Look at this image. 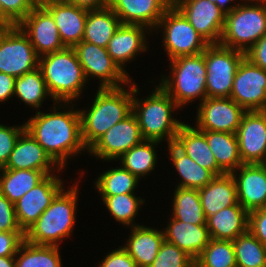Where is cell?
I'll use <instances>...</instances> for the list:
<instances>
[{
    "instance_id": "obj_1",
    "label": "cell",
    "mask_w": 266,
    "mask_h": 267,
    "mask_svg": "<svg viewBox=\"0 0 266 267\" xmlns=\"http://www.w3.org/2000/svg\"><path fill=\"white\" fill-rule=\"evenodd\" d=\"M42 113L25 122V130L43 147L51 159L62 169L72 155L87 149L81 138L80 111Z\"/></svg>"
},
{
    "instance_id": "obj_2",
    "label": "cell",
    "mask_w": 266,
    "mask_h": 267,
    "mask_svg": "<svg viewBox=\"0 0 266 267\" xmlns=\"http://www.w3.org/2000/svg\"><path fill=\"white\" fill-rule=\"evenodd\" d=\"M128 85V91L124 86L99 88L91 108L79 110L81 138L87 150L112 126L133 112V84L130 82Z\"/></svg>"
},
{
    "instance_id": "obj_3",
    "label": "cell",
    "mask_w": 266,
    "mask_h": 267,
    "mask_svg": "<svg viewBox=\"0 0 266 267\" xmlns=\"http://www.w3.org/2000/svg\"><path fill=\"white\" fill-rule=\"evenodd\" d=\"M38 68L55 103L71 104L80 97L87 80L73 47L39 57Z\"/></svg>"
},
{
    "instance_id": "obj_4",
    "label": "cell",
    "mask_w": 266,
    "mask_h": 267,
    "mask_svg": "<svg viewBox=\"0 0 266 267\" xmlns=\"http://www.w3.org/2000/svg\"><path fill=\"white\" fill-rule=\"evenodd\" d=\"M138 91L133 83V113L137 117L143 139L161 142L166 138L168 145L174 143L183 123L172 117V111L180 107L160 85L144 101L135 97Z\"/></svg>"
},
{
    "instance_id": "obj_5",
    "label": "cell",
    "mask_w": 266,
    "mask_h": 267,
    "mask_svg": "<svg viewBox=\"0 0 266 267\" xmlns=\"http://www.w3.org/2000/svg\"><path fill=\"white\" fill-rule=\"evenodd\" d=\"M78 189H64L25 232V240L34 245L59 246V240L70 236L75 224Z\"/></svg>"
},
{
    "instance_id": "obj_6",
    "label": "cell",
    "mask_w": 266,
    "mask_h": 267,
    "mask_svg": "<svg viewBox=\"0 0 266 267\" xmlns=\"http://www.w3.org/2000/svg\"><path fill=\"white\" fill-rule=\"evenodd\" d=\"M171 77L162 78L159 84L179 107L188 105L196 98H207L206 65L204 52L197 55L179 56L170 60Z\"/></svg>"
},
{
    "instance_id": "obj_7",
    "label": "cell",
    "mask_w": 266,
    "mask_h": 267,
    "mask_svg": "<svg viewBox=\"0 0 266 267\" xmlns=\"http://www.w3.org/2000/svg\"><path fill=\"white\" fill-rule=\"evenodd\" d=\"M266 34V5L240 4L225 15L220 45L246 53Z\"/></svg>"
},
{
    "instance_id": "obj_8",
    "label": "cell",
    "mask_w": 266,
    "mask_h": 267,
    "mask_svg": "<svg viewBox=\"0 0 266 267\" xmlns=\"http://www.w3.org/2000/svg\"><path fill=\"white\" fill-rule=\"evenodd\" d=\"M245 53L220 44H209L204 51L208 98L230 97L234 75Z\"/></svg>"
},
{
    "instance_id": "obj_9",
    "label": "cell",
    "mask_w": 266,
    "mask_h": 267,
    "mask_svg": "<svg viewBox=\"0 0 266 267\" xmlns=\"http://www.w3.org/2000/svg\"><path fill=\"white\" fill-rule=\"evenodd\" d=\"M161 26L164 27L162 42L169 60L203 53L209 45L173 4L161 17L157 29Z\"/></svg>"
},
{
    "instance_id": "obj_10",
    "label": "cell",
    "mask_w": 266,
    "mask_h": 267,
    "mask_svg": "<svg viewBox=\"0 0 266 267\" xmlns=\"http://www.w3.org/2000/svg\"><path fill=\"white\" fill-rule=\"evenodd\" d=\"M38 65L39 56L18 25L0 28V72L17 78Z\"/></svg>"
},
{
    "instance_id": "obj_11",
    "label": "cell",
    "mask_w": 266,
    "mask_h": 267,
    "mask_svg": "<svg viewBox=\"0 0 266 267\" xmlns=\"http://www.w3.org/2000/svg\"><path fill=\"white\" fill-rule=\"evenodd\" d=\"M73 48L86 80L90 78L89 76L99 78L101 80L99 88H118L122 87L123 83L131 82L128 73L116 64L106 48L86 41H81Z\"/></svg>"
},
{
    "instance_id": "obj_12",
    "label": "cell",
    "mask_w": 266,
    "mask_h": 267,
    "mask_svg": "<svg viewBox=\"0 0 266 267\" xmlns=\"http://www.w3.org/2000/svg\"><path fill=\"white\" fill-rule=\"evenodd\" d=\"M230 98L245 111H264L266 71L244 57L234 75Z\"/></svg>"
},
{
    "instance_id": "obj_13",
    "label": "cell",
    "mask_w": 266,
    "mask_h": 267,
    "mask_svg": "<svg viewBox=\"0 0 266 267\" xmlns=\"http://www.w3.org/2000/svg\"><path fill=\"white\" fill-rule=\"evenodd\" d=\"M195 31L209 44H219L225 13L209 0H172Z\"/></svg>"
},
{
    "instance_id": "obj_14",
    "label": "cell",
    "mask_w": 266,
    "mask_h": 267,
    "mask_svg": "<svg viewBox=\"0 0 266 267\" xmlns=\"http://www.w3.org/2000/svg\"><path fill=\"white\" fill-rule=\"evenodd\" d=\"M143 140L137 117L132 112L105 132L88 151L103 160H116Z\"/></svg>"
},
{
    "instance_id": "obj_15",
    "label": "cell",
    "mask_w": 266,
    "mask_h": 267,
    "mask_svg": "<svg viewBox=\"0 0 266 267\" xmlns=\"http://www.w3.org/2000/svg\"><path fill=\"white\" fill-rule=\"evenodd\" d=\"M245 112L230 97H207L199 104L196 128L236 134Z\"/></svg>"
},
{
    "instance_id": "obj_16",
    "label": "cell",
    "mask_w": 266,
    "mask_h": 267,
    "mask_svg": "<svg viewBox=\"0 0 266 267\" xmlns=\"http://www.w3.org/2000/svg\"><path fill=\"white\" fill-rule=\"evenodd\" d=\"M61 179L54 174L47 175L14 203L19 227L25 233L64 189Z\"/></svg>"
},
{
    "instance_id": "obj_17",
    "label": "cell",
    "mask_w": 266,
    "mask_h": 267,
    "mask_svg": "<svg viewBox=\"0 0 266 267\" xmlns=\"http://www.w3.org/2000/svg\"><path fill=\"white\" fill-rule=\"evenodd\" d=\"M18 26L28 36L39 57L66 48L51 13L41 3Z\"/></svg>"
},
{
    "instance_id": "obj_18",
    "label": "cell",
    "mask_w": 266,
    "mask_h": 267,
    "mask_svg": "<svg viewBox=\"0 0 266 267\" xmlns=\"http://www.w3.org/2000/svg\"><path fill=\"white\" fill-rule=\"evenodd\" d=\"M243 164H262L266 158V111H246L236 132Z\"/></svg>"
},
{
    "instance_id": "obj_19",
    "label": "cell",
    "mask_w": 266,
    "mask_h": 267,
    "mask_svg": "<svg viewBox=\"0 0 266 267\" xmlns=\"http://www.w3.org/2000/svg\"><path fill=\"white\" fill-rule=\"evenodd\" d=\"M41 4L51 13L66 47H74L83 40L87 9L65 0H45Z\"/></svg>"
},
{
    "instance_id": "obj_20",
    "label": "cell",
    "mask_w": 266,
    "mask_h": 267,
    "mask_svg": "<svg viewBox=\"0 0 266 267\" xmlns=\"http://www.w3.org/2000/svg\"><path fill=\"white\" fill-rule=\"evenodd\" d=\"M172 0H109V7L121 24L142 25L156 29Z\"/></svg>"
},
{
    "instance_id": "obj_21",
    "label": "cell",
    "mask_w": 266,
    "mask_h": 267,
    "mask_svg": "<svg viewBox=\"0 0 266 267\" xmlns=\"http://www.w3.org/2000/svg\"><path fill=\"white\" fill-rule=\"evenodd\" d=\"M237 170L238 176L236 171L231 174L236 183L238 203L248 212L266 207V167L242 164Z\"/></svg>"
},
{
    "instance_id": "obj_22",
    "label": "cell",
    "mask_w": 266,
    "mask_h": 267,
    "mask_svg": "<svg viewBox=\"0 0 266 267\" xmlns=\"http://www.w3.org/2000/svg\"><path fill=\"white\" fill-rule=\"evenodd\" d=\"M61 168L51 159L43 147L24 130L18 137L6 165L0 169H29L42 171L46 176ZM52 171V172H51Z\"/></svg>"
},
{
    "instance_id": "obj_23",
    "label": "cell",
    "mask_w": 266,
    "mask_h": 267,
    "mask_svg": "<svg viewBox=\"0 0 266 267\" xmlns=\"http://www.w3.org/2000/svg\"><path fill=\"white\" fill-rule=\"evenodd\" d=\"M170 220L163 231L165 241L176 245L195 261L211 240L207 226L189 224L173 217Z\"/></svg>"
},
{
    "instance_id": "obj_24",
    "label": "cell",
    "mask_w": 266,
    "mask_h": 267,
    "mask_svg": "<svg viewBox=\"0 0 266 267\" xmlns=\"http://www.w3.org/2000/svg\"><path fill=\"white\" fill-rule=\"evenodd\" d=\"M146 29L142 25L121 24L108 42L107 52L122 70L138 52L147 50Z\"/></svg>"
},
{
    "instance_id": "obj_25",
    "label": "cell",
    "mask_w": 266,
    "mask_h": 267,
    "mask_svg": "<svg viewBox=\"0 0 266 267\" xmlns=\"http://www.w3.org/2000/svg\"><path fill=\"white\" fill-rule=\"evenodd\" d=\"M174 144L198 165L215 176L226 174L218 165L202 131L183 123L175 137Z\"/></svg>"
},
{
    "instance_id": "obj_26",
    "label": "cell",
    "mask_w": 266,
    "mask_h": 267,
    "mask_svg": "<svg viewBox=\"0 0 266 267\" xmlns=\"http://www.w3.org/2000/svg\"><path fill=\"white\" fill-rule=\"evenodd\" d=\"M249 212L240 204L224 208L206 218L210 237L216 240H235L248 231Z\"/></svg>"
},
{
    "instance_id": "obj_27",
    "label": "cell",
    "mask_w": 266,
    "mask_h": 267,
    "mask_svg": "<svg viewBox=\"0 0 266 267\" xmlns=\"http://www.w3.org/2000/svg\"><path fill=\"white\" fill-rule=\"evenodd\" d=\"M131 235L126 245L122 246L138 267H149L156 258L164 242L163 231L143 225L131 227Z\"/></svg>"
},
{
    "instance_id": "obj_28",
    "label": "cell",
    "mask_w": 266,
    "mask_h": 267,
    "mask_svg": "<svg viewBox=\"0 0 266 267\" xmlns=\"http://www.w3.org/2000/svg\"><path fill=\"white\" fill-rule=\"evenodd\" d=\"M206 218L238 203L237 188L232 174L215 176L198 190Z\"/></svg>"
},
{
    "instance_id": "obj_29",
    "label": "cell",
    "mask_w": 266,
    "mask_h": 267,
    "mask_svg": "<svg viewBox=\"0 0 266 267\" xmlns=\"http://www.w3.org/2000/svg\"><path fill=\"white\" fill-rule=\"evenodd\" d=\"M200 131L204 133L217 165L226 174H231L243 164L236 134L208 130Z\"/></svg>"
},
{
    "instance_id": "obj_30",
    "label": "cell",
    "mask_w": 266,
    "mask_h": 267,
    "mask_svg": "<svg viewBox=\"0 0 266 267\" xmlns=\"http://www.w3.org/2000/svg\"><path fill=\"white\" fill-rule=\"evenodd\" d=\"M120 25L119 17L109 6L88 10L82 41L106 48Z\"/></svg>"
},
{
    "instance_id": "obj_31",
    "label": "cell",
    "mask_w": 266,
    "mask_h": 267,
    "mask_svg": "<svg viewBox=\"0 0 266 267\" xmlns=\"http://www.w3.org/2000/svg\"><path fill=\"white\" fill-rule=\"evenodd\" d=\"M0 173V193L13 204L46 177L29 169H0Z\"/></svg>"
},
{
    "instance_id": "obj_32",
    "label": "cell",
    "mask_w": 266,
    "mask_h": 267,
    "mask_svg": "<svg viewBox=\"0 0 266 267\" xmlns=\"http://www.w3.org/2000/svg\"><path fill=\"white\" fill-rule=\"evenodd\" d=\"M168 146L169 156L173 162V166L182 178L181 183L177 187L199 190L205 187L215 177L211 171L198 165L174 143Z\"/></svg>"
},
{
    "instance_id": "obj_33",
    "label": "cell",
    "mask_w": 266,
    "mask_h": 267,
    "mask_svg": "<svg viewBox=\"0 0 266 267\" xmlns=\"http://www.w3.org/2000/svg\"><path fill=\"white\" fill-rule=\"evenodd\" d=\"M172 207L174 219L189 224L206 225V216L198 189L177 187Z\"/></svg>"
},
{
    "instance_id": "obj_34",
    "label": "cell",
    "mask_w": 266,
    "mask_h": 267,
    "mask_svg": "<svg viewBox=\"0 0 266 267\" xmlns=\"http://www.w3.org/2000/svg\"><path fill=\"white\" fill-rule=\"evenodd\" d=\"M58 250L59 246L34 245L24 240L15 254V267H62Z\"/></svg>"
},
{
    "instance_id": "obj_35",
    "label": "cell",
    "mask_w": 266,
    "mask_h": 267,
    "mask_svg": "<svg viewBox=\"0 0 266 267\" xmlns=\"http://www.w3.org/2000/svg\"><path fill=\"white\" fill-rule=\"evenodd\" d=\"M157 143L161 142L143 140L141 143L135 145L119 158L122 164L121 166L135 175L138 179L148 175L154 170L156 165L157 153L154 148Z\"/></svg>"
},
{
    "instance_id": "obj_36",
    "label": "cell",
    "mask_w": 266,
    "mask_h": 267,
    "mask_svg": "<svg viewBox=\"0 0 266 267\" xmlns=\"http://www.w3.org/2000/svg\"><path fill=\"white\" fill-rule=\"evenodd\" d=\"M14 95L26 105L39 108L46 96H50L39 68L15 79Z\"/></svg>"
},
{
    "instance_id": "obj_37",
    "label": "cell",
    "mask_w": 266,
    "mask_h": 267,
    "mask_svg": "<svg viewBox=\"0 0 266 267\" xmlns=\"http://www.w3.org/2000/svg\"><path fill=\"white\" fill-rule=\"evenodd\" d=\"M233 246L238 267H266V247L249 230Z\"/></svg>"
},
{
    "instance_id": "obj_38",
    "label": "cell",
    "mask_w": 266,
    "mask_h": 267,
    "mask_svg": "<svg viewBox=\"0 0 266 267\" xmlns=\"http://www.w3.org/2000/svg\"><path fill=\"white\" fill-rule=\"evenodd\" d=\"M138 178L123 167L110 169L101 174L95 186L101 196L134 193Z\"/></svg>"
},
{
    "instance_id": "obj_39",
    "label": "cell",
    "mask_w": 266,
    "mask_h": 267,
    "mask_svg": "<svg viewBox=\"0 0 266 267\" xmlns=\"http://www.w3.org/2000/svg\"><path fill=\"white\" fill-rule=\"evenodd\" d=\"M195 267H235L236 257L231 240L212 239L194 261Z\"/></svg>"
},
{
    "instance_id": "obj_40",
    "label": "cell",
    "mask_w": 266,
    "mask_h": 267,
    "mask_svg": "<svg viewBox=\"0 0 266 267\" xmlns=\"http://www.w3.org/2000/svg\"><path fill=\"white\" fill-rule=\"evenodd\" d=\"M140 197H136L134 193L119 194L115 196H102L103 203L106 205L112 216L120 223L124 225H131V227L138 226L133 224L134 217L140 206L145 201ZM133 221V222H132Z\"/></svg>"
},
{
    "instance_id": "obj_41",
    "label": "cell",
    "mask_w": 266,
    "mask_h": 267,
    "mask_svg": "<svg viewBox=\"0 0 266 267\" xmlns=\"http://www.w3.org/2000/svg\"><path fill=\"white\" fill-rule=\"evenodd\" d=\"M149 267H195L194 260L176 245L164 240Z\"/></svg>"
},
{
    "instance_id": "obj_42",
    "label": "cell",
    "mask_w": 266,
    "mask_h": 267,
    "mask_svg": "<svg viewBox=\"0 0 266 267\" xmlns=\"http://www.w3.org/2000/svg\"><path fill=\"white\" fill-rule=\"evenodd\" d=\"M24 130V124L20 127H7L0 124V168L6 165L18 137Z\"/></svg>"
},
{
    "instance_id": "obj_43",
    "label": "cell",
    "mask_w": 266,
    "mask_h": 267,
    "mask_svg": "<svg viewBox=\"0 0 266 267\" xmlns=\"http://www.w3.org/2000/svg\"><path fill=\"white\" fill-rule=\"evenodd\" d=\"M3 12L18 25L34 7L36 0H0Z\"/></svg>"
},
{
    "instance_id": "obj_44",
    "label": "cell",
    "mask_w": 266,
    "mask_h": 267,
    "mask_svg": "<svg viewBox=\"0 0 266 267\" xmlns=\"http://www.w3.org/2000/svg\"><path fill=\"white\" fill-rule=\"evenodd\" d=\"M0 232H23L17 222L14 204L0 193Z\"/></svg>"
},
{
    "instance_id": "obj_45",
    "label": "cell",
    "mask_w": 266,
    "mask_h": 267,
    "mask_svg": "<svg viewBox=\"0 0 266 267\" xmlns=\"http://www.w3.org/2000/svg\"><path fill=\"white\" fill-rule=\"evenodd\" d=\"M248 230L266 247V207L249 212Z\"/></svg>"
},
{
    "instance_id": "obj_46",
    "label": "cell",
    "mask_w": 266,
    "mask_h": 267,
    "mask_svg": "<svg viewBox=\"0 0 266 267\" xmlns=\"http://www.w3.org/2000/svg\"><path fill=\"white\" fill-rule=\"evenodd\" d=\"M24 240V232H0V257L15 256Z\"/></svg>"
},
{
    "instance_id": "obj_47",
    "label": "cell",
    "mask_w": 266,
    "mask_h": 267,
    "mask_svg": "<svg viewBox=\"0 0 266 267\" xmlns=\"http://www.w3.org/2000/svg\"><path fill=\"white\" fill-rule=\"evenodd\" d=\"M103 259L99 267H138L123 247L112 251Z\"/></svg>"
},
{
    "instance_id": "obj_48",
    "label": "cell",
    "mask_w": 266,
    "mask_h": 267,
    "mask_svg": "<svg viewBox=\"0 0 266 267\" xmlns=\"http://www.w3.org/2000/svg\"><path fill=\"white\" fill-rule=\"evenodd\" d=\"M245 57L266 71V34L245 53Z\"/></svg>"
},
{
    "instance_id": "obj_49",
    "label": "cell",
    "mask_w": 266,
    "mask_h": 267,
    "mask_svg": "<svg viewBox=\"0 0 266 267\" xmlns=\"http://www.w3.org/2000/svg\"><path fill=\"white\" fill-rule=\"evenodd\" d=\"M15 77L0 72V102H5L14 95Z\"/></svg>"
},
{
    "instance_id": "obj_50",
    "label": "cell",
    "mask_w": 266,
    "mask_h": 267,
    "mask_svg": "<svg viewBox=\"0 0 266 267\" xmlns=\"http://www.w3.org/2000/svg\"><path fill=\"white\" fill-rule=\"evenodd\" d=\"M77 7H82L87 10L101 9L109 5V0H65Z\"/></svg>"
},
{
    "instance_id": "obj_51",
    "label": "cell",
    "mask_w": 266,
    "mask_h": 267,
    "mask_svg": "<svg viewBox=\"0 0 266 267\" xmlns=\"http://www.w3.org/2000/svg\"><path fill=\"white\" fill-rule=\"evenodd\" d=\"M209 1L215 3L218 6V8L222 10L225 14L230 13L237 6V5L227 6V3H231L230 1L234 0H209Z\"/></svg>"
},
{
    "instance_id": "obj_52",
    "label": "cell",
    "mask_w": 266,
    "mask_h": 267,
    "mask_svg": "<svg viewBox=\"0 0 266 267\" xmlns=\"http://www.w3.org/2000/svg\"><path fill=\"white\" fill-rule=\"evenodd\" d=\"M16 24L3 12L0 2V28L12 27Z\"/></svg>"
},
{
    "instance_id": "obj_53",
    "label": "cell",
    "mask_w": 266,
    "mask_h": 267,
    "mask_svg": "<svg viewBox=\"0 0 266 267\" xmlns=\"http://www.w3.org/2000/svg\"><path fill=\"white\" fill-rule=\"evenodd\" d=\"M0 267H15V256H1Z\"/></svg>"
},
{
    "instance_id": "obj_54",
    "label": "cell",
    "mask_w": 266,
    "mask_h": 267,
    "mask_svg": "<svg viewBox=\"0 0 266 267\" xmlns=\"http://www.w3.org/2000/svg\"><path fill=\"white\" fill-rule=\"evenodd\" d=\"M245 1H246V0H245ZM247 1H248V2H249V1H251V2H252V1H255V2H256V1H257V4H260V5H266V0H247Z\"/></svg>"
},
{
    "instance_id": "obj_55",
    "label": "cell",
    "mask_w": 266,
    "mask_h": 267,
    "mask_svg": "<svg viewBox=\"0 0 266 267\" xmlns=\"http://www.w3.org/2000/svg\"><path fill=\"white\" fill-rule=\"evenodd\" d=\"M43 1H45V0H36L37 3H41Z\"/></svg>"
},
{
    "instance_id": "obj_56",
    "label": "cell",
    "mask_w": 266,
    "mask_h": 267,
    "mask_svg": "<svg viewBox=\"0 0 266 267\" xmlns=\"http://www.w3.org/2000/svg\"><path fill=\"white\" fill-rule=\"evenodd\" d=\"M262 164L266 167V158H265V160H264V162Z\"/></svg>"
}]
</instances>
